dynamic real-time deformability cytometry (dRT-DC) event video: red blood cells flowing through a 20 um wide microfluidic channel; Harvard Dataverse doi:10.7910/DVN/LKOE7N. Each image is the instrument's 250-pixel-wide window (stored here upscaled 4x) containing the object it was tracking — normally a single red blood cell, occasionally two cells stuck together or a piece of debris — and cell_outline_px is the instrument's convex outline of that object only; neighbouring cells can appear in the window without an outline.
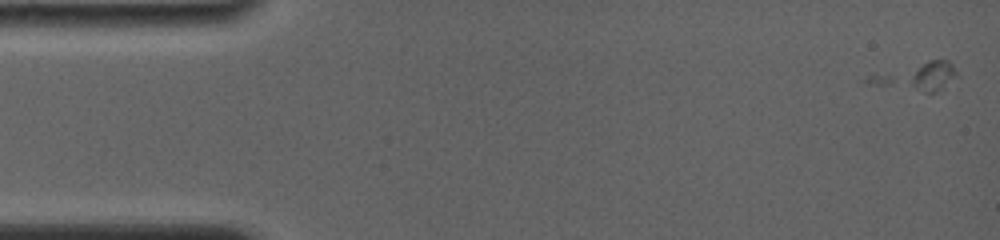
{"species": "common noctule bat (a hibernating species)", "species_latin": "Nyctalus noctula", "temperature_condition": "room temperature", "stored_images_in_passage": 4, "camera_frame_rate_fps": 4000, "um_per_image_px": 0.085, "animal": {"sex": "female", "body_mass_g": 19.0, "forearm_length_mm": 56.7}, "frame": {"image": 1, "passage_image": 2, "time_ms": 0.75, "image_size_px": [1000, 240], "cell_outline_px": [[960, 76], [936, 92], [924, 92], [876, 84], [860, 80], [868, 76], [928, 60], [948, 60], [952, 64]], "centroid_in_image_um": [78.02, 6.49], "position_along_channel_um": 7.0, "area_um2": 14.05}}